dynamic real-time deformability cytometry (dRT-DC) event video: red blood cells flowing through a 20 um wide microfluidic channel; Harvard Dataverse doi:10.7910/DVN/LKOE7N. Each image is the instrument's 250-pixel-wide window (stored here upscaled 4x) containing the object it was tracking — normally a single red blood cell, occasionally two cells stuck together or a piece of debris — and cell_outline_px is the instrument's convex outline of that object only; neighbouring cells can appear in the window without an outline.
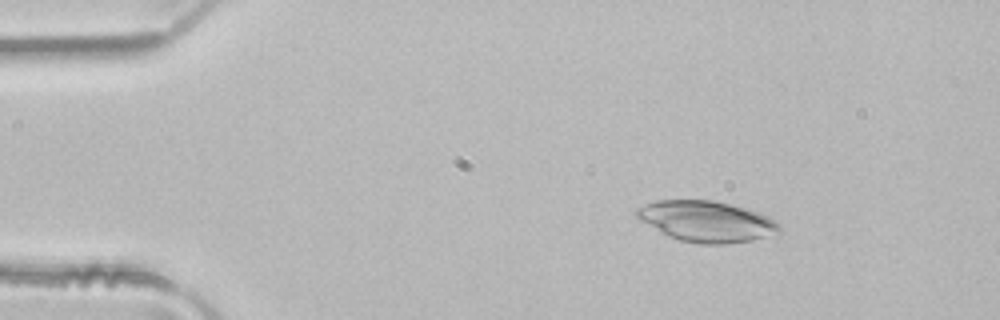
{"species": "common noctule bat (a hibernating species)", "species_latin": "Nyctalus noctula", "temperature_condition": "room temperature", "stored_images_in_passage": 5, "camera_frame_rate_fps": 3000, "um_per_image_px": 0.085, "animal": {"sex": "male", "body_mass_g": 21.5, "forearm_length_mm": 52.0}, "frame": {"image": 1, "passage_image": 2, "time_ms": 0.333, "image_size_px": [1000, 320], "cell_outline_px": [[780, 232], [752, 240], [724, 244], [700, 244], [680, 240], [668, 236], [640, 220], [636, 216], [636, 208], [644, 204], [656, 200], [712, 200], [760, 212], [768, 216], [780, 224]], "centroid_in_image_um": [60.04, 18.81], "position_along_channel_um": 25.0, "area_um2": 33.81}}
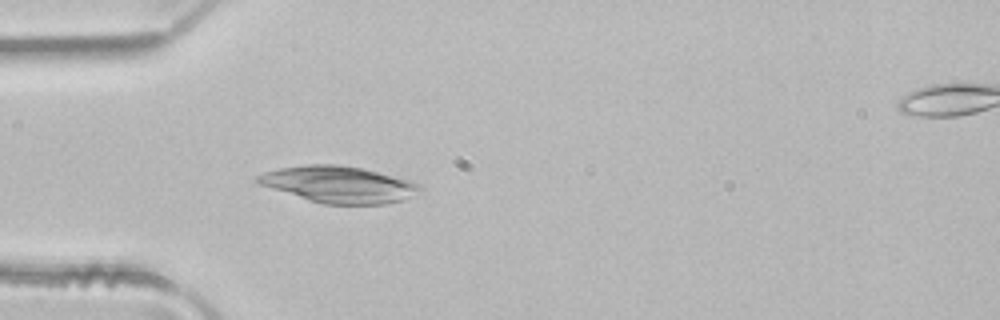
{"frame": {"image": 2, "passage_image": 4, "time_ms": 1.0, "image_size_px": [1000, 320], "cell_outline_px": [[424, 188], [400, 200], [384, 204], [324, 204], [260, 184], [256, 180], [256, 176], [264, 172], [280, 168], [308, 164], [340, 164], [364, 168], [412, 180], [420, 184]], "centroid_in_image_um": [28.84, 15.65], "position_along_channel_um": 56.2, "area_um2": 34.16}}